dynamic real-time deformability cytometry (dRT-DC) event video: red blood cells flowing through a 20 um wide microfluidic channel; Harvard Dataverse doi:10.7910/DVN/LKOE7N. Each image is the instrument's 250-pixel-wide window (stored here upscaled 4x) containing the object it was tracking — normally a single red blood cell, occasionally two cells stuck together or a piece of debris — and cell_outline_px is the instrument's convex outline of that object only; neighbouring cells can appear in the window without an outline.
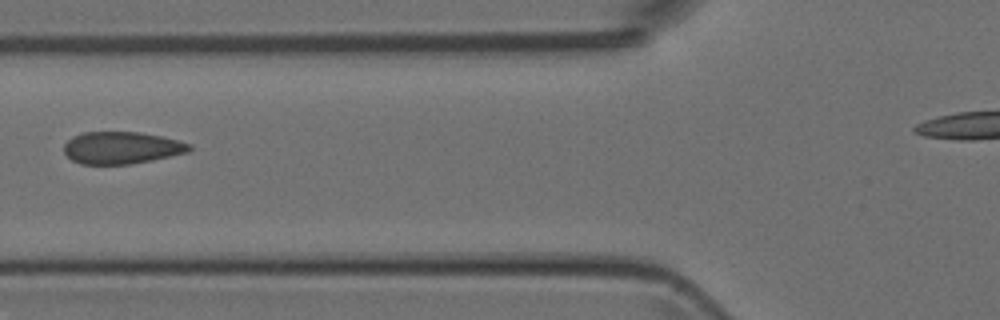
{"species": "Egyptian fruit bat (a non-hibernating species)", "species_latin": "Rousettus aegyptiacus", "temperature_condition": "room temperature", "stored_images_in_passage": 3, "camera_frame_rate_fps": 3000, "um_per_image_px": 0.085, "animal": {"sex": "female"}, "frame": {"image": 1, "passage_image": 3, "time_ms": 3.0, "image_size_px": [1000, 320], "cell_outline_px": [[192, 148], [188, 152], [152, 160], [132, 164], [80, 164], [72, 160], [64, 152], [64, 144], [72, 136], [84, 132], [140, 132], [160, 136], [192, 144]], "centroid_in_image_um": [10.32, 12.56], "position_along_channel_um": 115.5, "area_um2": 23.47}}